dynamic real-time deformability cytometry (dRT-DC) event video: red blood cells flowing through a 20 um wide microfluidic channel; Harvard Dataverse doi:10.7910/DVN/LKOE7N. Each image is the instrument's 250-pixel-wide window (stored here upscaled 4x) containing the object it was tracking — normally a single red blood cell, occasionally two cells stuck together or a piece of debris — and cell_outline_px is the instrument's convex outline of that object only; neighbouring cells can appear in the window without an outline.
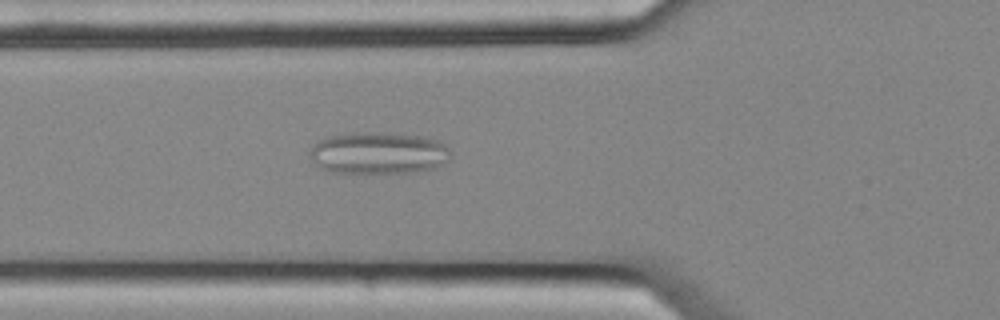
{"species": "common noctule bat (a hibernating species)", "species_latin": "Nyctalus noctula", "temperature_condition": "cold", "stored_images_in_passage": 54, "camera_frame_rate_fps": 3000, "um_per_image_px": 0.085, "animal": {"sex": "female", "body_mass_g": 25.1}, "frame": {"image": 1, "passage_image": 19, "time_ms": 6.0, "image_size_px": [1000, 320], "cell_outline_px": [[452, 160], [444, 164], [432, 168], [416, 172], [332, 172], [320, 168], [308, 156], [308, 152], [320, 140], [328, 136], [356, 132], [380, 132], [428, 136], [444, 144], [452, 152]], "centroid_in_image_um": [32.22, 12.99], "position_along_channel_um": 93.6, "area_um2": 34.74}}
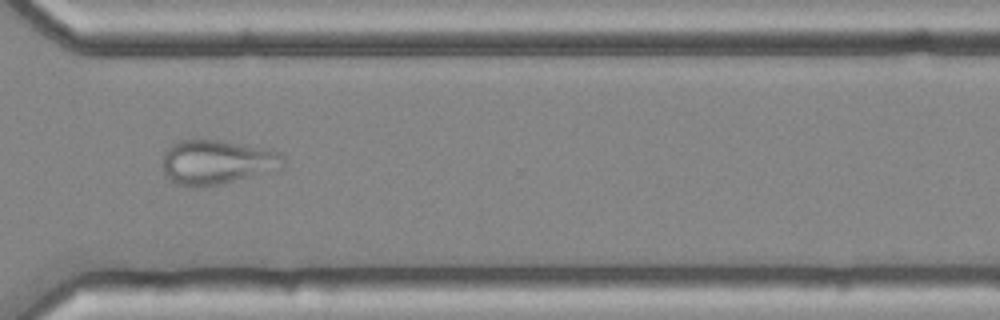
{"frame": {"image": 2, "passage_image": 40, "time_ms": 13.0, "image_size_px": [1000, 320], "cell_outline_px": [[284, 168], [220, 184], [176, 184], [164, 176], [164, 152], [176, 140], [220, 140], [272, 148], [280, 152], [284, 156]], "centroid_in_image_um": [18.51, 13.73], "position_along_channel_um": 352.1, "area_um2": 31.1}}
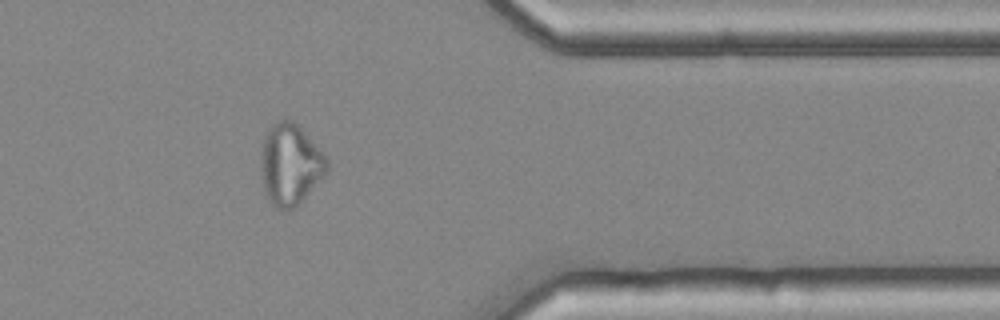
{"frame": {"image": 3, "passage_image": 44, "time_ms": 14.333, "image_size_px": [1000, 320], "cell_outline_px": [[328, 168], [324, 176], [292, 208], [284, 212], [276, 208], [268, 200], [264, 192], [260, 176], [260, 152], [264, 136], [268, 128], [276, 120], [292, 120], [304, 132], [328, 160]], "centroid_in_image_um": [24.6, 13.98], "position_along_channel_um": 386.8, "area_um2": 31.15}}